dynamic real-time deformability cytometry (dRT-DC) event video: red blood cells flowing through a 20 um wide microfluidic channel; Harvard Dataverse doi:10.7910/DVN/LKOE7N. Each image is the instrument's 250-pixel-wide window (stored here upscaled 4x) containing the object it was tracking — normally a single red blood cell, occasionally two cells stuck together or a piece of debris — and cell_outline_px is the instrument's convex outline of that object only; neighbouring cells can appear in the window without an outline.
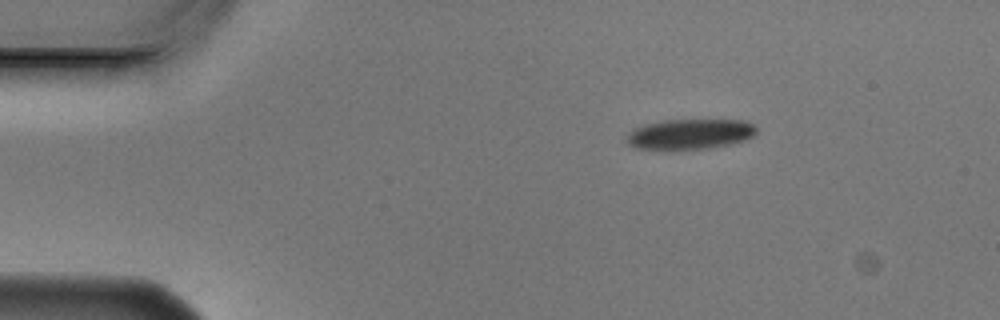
{"species": "Egyptian fruit bat (a non-hibernating species)", "species_latin": "Rousettus aegyptiacus", "temperature_condition": "cold", "stored_images_in_passage": 2, "camera_frame_rate_fps": 3000, "um_per_image_px": 0.085, "animal": {"sex": "male"}, "frame": {"image": 1, "passage_image": 1, "time_ms": 0.0, "image_size_px": [1000, 320], "cell_outline_px": [[756, 132], [752, 136], [744, 140], [728, 144], [708, 148], [664, 152], [636, 148], [628, 144], [624, 140], [636, 128], [644, 124], [664, 120], [744, 120], [752, 124], [756, 128]], "centroid_in_image_um": [58.58, 11.43], "position_along_channel_um": 26.4, "area_um2": 23.35}}